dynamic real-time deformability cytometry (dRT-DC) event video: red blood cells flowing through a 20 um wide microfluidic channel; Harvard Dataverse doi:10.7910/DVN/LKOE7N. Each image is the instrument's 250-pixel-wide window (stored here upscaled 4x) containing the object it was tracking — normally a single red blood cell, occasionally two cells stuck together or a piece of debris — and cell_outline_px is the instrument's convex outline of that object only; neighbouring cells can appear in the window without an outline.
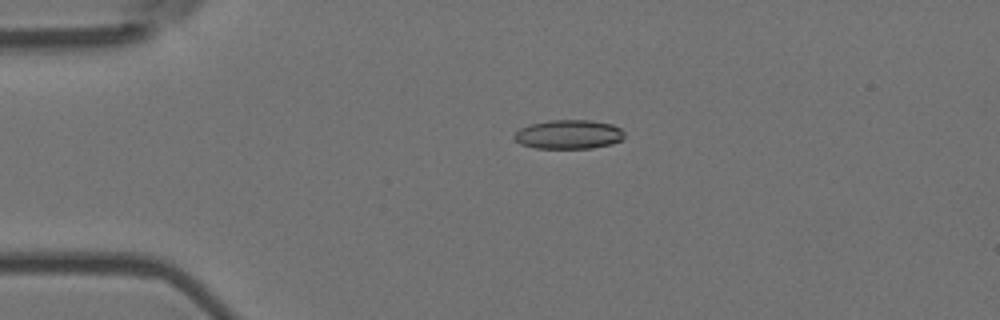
{"species": "Egyptian fruit bat (a non-hibernating species)", "species_latin": "Rousettus aegyptiacus", "temperature_condition": "room temperature", "stored_images_in_passage": 5, "camera_frame_rate_fps": 3000, "um_per_image_px": 0.085, "animal": {"sex": "female"}, "frame": {"image": 1, "passage_image": 4, "time_ms": 1.0, "image_size_px": [1000, 320], "cell_outline_px": [[624, 136], [620, 140], [612, 144], [592, 148], [536, 148], [520, 144], [512, 136], [520, 128], [528, 124], [552, 120], [592, 120], [612, 124], [620, 128], [624, 132]], "centroid_in_image_um": [48.33, 11.42], "position_along_channel_um": 36.7, "area_um2": 18.73}}